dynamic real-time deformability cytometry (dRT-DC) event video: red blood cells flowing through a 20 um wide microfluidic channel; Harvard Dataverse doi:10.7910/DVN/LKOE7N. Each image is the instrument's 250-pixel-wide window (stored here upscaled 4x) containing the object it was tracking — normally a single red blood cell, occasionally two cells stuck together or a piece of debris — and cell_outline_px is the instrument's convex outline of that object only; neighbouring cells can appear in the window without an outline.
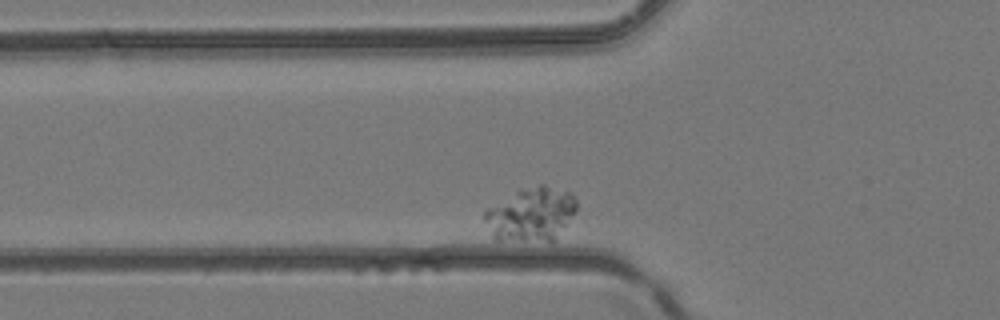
{"species": "common noctule bat (a hibernating species)", "species_latin": "Nyctalus noctula", "temperature_condition": "room temperature", "stored_images_in_passage": 24, "camera_frame_rate_fps": 3000, "um_per_image_px": 0.085, "animal": {"sex": "female", "body_mass_g": 24.6, "forearm_length_mm": 56.2}, "frame": {"image": 1, "passage_image": 2, "time_ms": 0.333, "image_size_px": [1000, 320], "cell_outline_px": [[576, 220], [552, 244], [492, 240], [484, 220], [484, 212], [488, 208], [516, 192], [540, 184], [544, 184], [572, 192], [576, 196]], "centroid_in_image_um": [45.24, 18.31], "position_along_channel_um": 80.6, "area_um2": 30.35}}
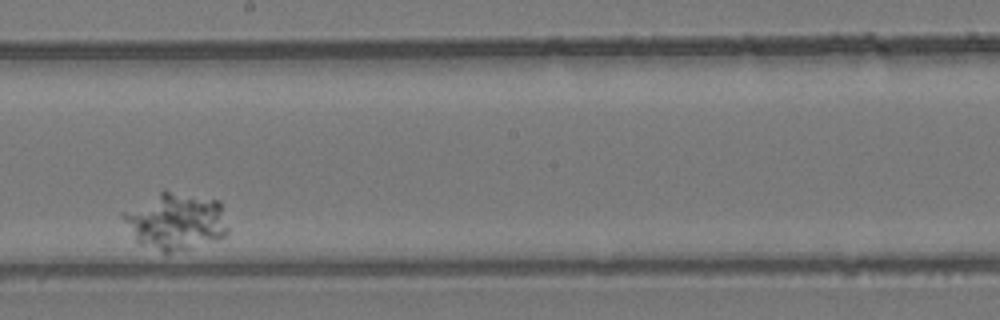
{"frame": {"image": 2, "passage_image": 14, "time_ms": 4.333, "image_size_px": [1000, 320], "cell_outline_px": [[228, 232], [224, 236], [216, 240], [188, 248], [168, 252], [164, 252], [140, 244], [136, 240], [120, 216], [120, 212], [164, 188], [220, 200], [228, 228]], "centroid_in_image_um": [14.91, 18.75], "position_along_channel_um": 233.3, "area_um2": 35.2}}
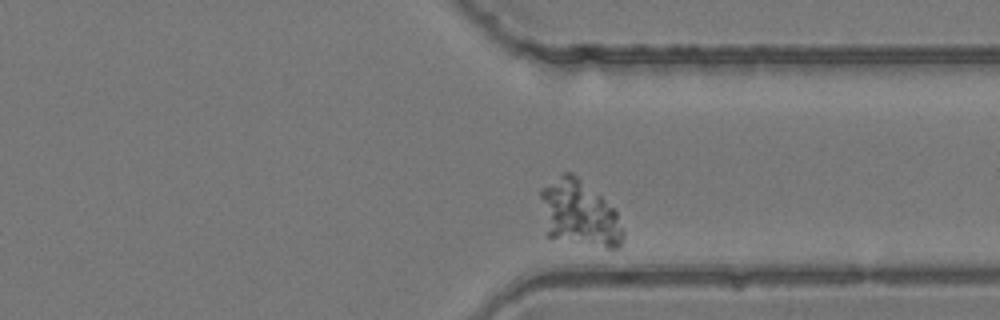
{"frame": {"image": 3, "passage_image": 23, "time_ms": 7.333, "image_size_px": [1000, 320], "cell_outline_px": [[624, 240], [620, 248], [604, 248], [548, 236], [544, 232], [540, 196], [540, 188], [560, 172], [572, 172], [616, 208], [624, 232]], "centroid_in_image_um": [49.24, 18.13], "position_along_channel_um": 362.2, "area_um2": 32.54}}